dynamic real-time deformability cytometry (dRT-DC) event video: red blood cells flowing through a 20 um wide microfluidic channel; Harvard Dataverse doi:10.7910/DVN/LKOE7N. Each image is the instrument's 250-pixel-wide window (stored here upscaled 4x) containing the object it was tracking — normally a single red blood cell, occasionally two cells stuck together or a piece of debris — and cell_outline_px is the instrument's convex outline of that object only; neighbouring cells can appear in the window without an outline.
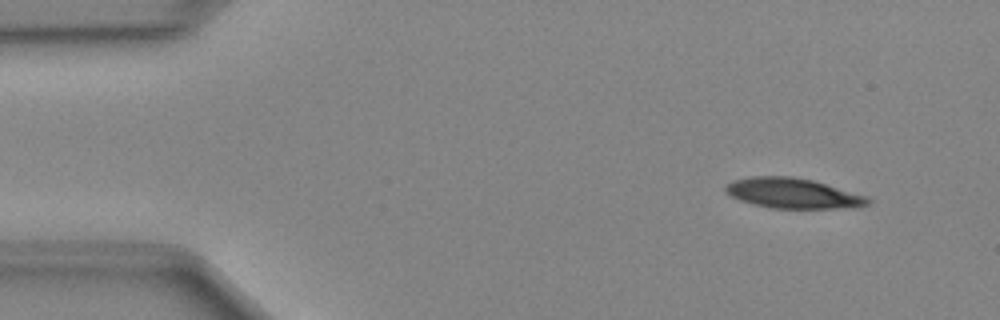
{"species": "Egyptian fruit bat (a non-hibernating species)", "species_latin": "Rousettus aegyptiacus", "temperature_condition": "cold", "stored_images_in_passage": 46, "camera_frame_rate_fps": 3000, "um_per_image_px": 0.085, "animal": {"sex": "female"}, "frame": {"image": 1, "passage_image": 3, "time_ms": 0.667, "image_size_px": [1000, 320], "cell_outline_px": [[872, 200], [868, 204], [856, 208], [772, 208], [752, 204], [740, 200], [724, 192], [724, 184], [732, 180], [752, 176], [792, 176], [812, 180], [868, 196]], "centroid_in_image_um": [67.38, 16.42], "position_along_channel_um": 17.6, "area_um2": 25.26}}
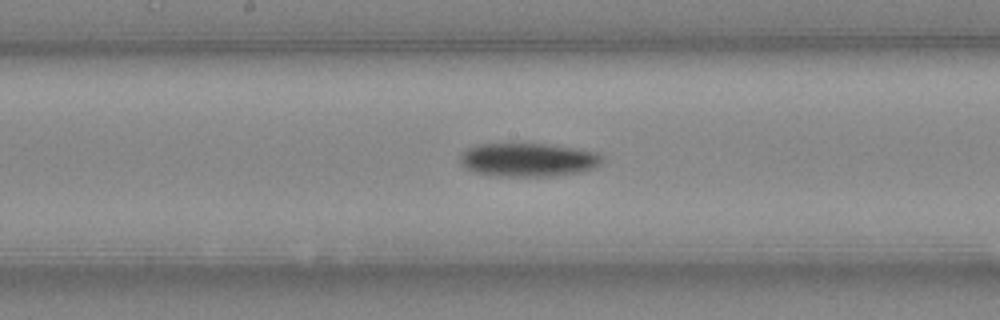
{"frame": {"image": 2, "passage_image": 23, "time_ms": 7.333, "image_size_px": [1000, 320], "cell_outline_px": [[604, 160], [600, 164], [592, 168], [580, 172], [552, 176], [500, 176], [476, 172], [464, 168], [460, 164], [460, 156], [468, 148], [476, 144], [548, 144], [576, 148], [596, 152], [604, 156]], "centroid_in_image_um": [44.91, 13.58], "position_along_channel_um": 203.3, "area_um2": 27.8}}
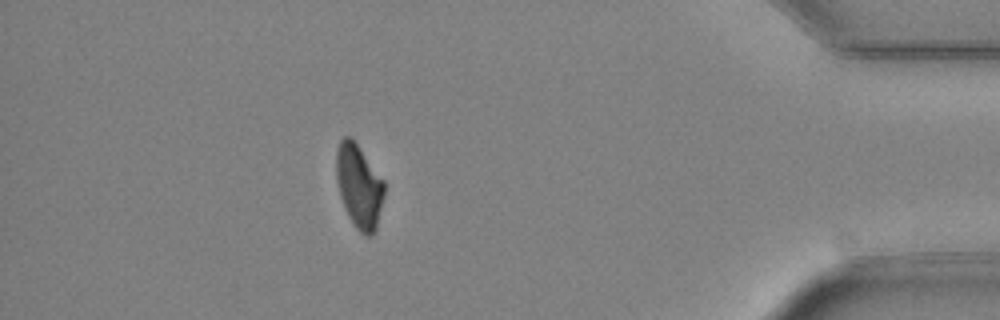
{"frame": {"image": 3, "passage_image": 41, "time_ms": 13.333, "image_size_px": [1000, 320], "cell_outline_px": [[384, 196], [376, 228], [372, 236], [364, 236], [352, 224], [344, 208], [340, 196], [336, 180], [336, 152], [340, 140], [344, 136], [352, 136], [384, 180]], "centroid_in_image_um": [30.51, 15.82], "position_along_channel_um": 404.7, "area_um2": 23.7}}